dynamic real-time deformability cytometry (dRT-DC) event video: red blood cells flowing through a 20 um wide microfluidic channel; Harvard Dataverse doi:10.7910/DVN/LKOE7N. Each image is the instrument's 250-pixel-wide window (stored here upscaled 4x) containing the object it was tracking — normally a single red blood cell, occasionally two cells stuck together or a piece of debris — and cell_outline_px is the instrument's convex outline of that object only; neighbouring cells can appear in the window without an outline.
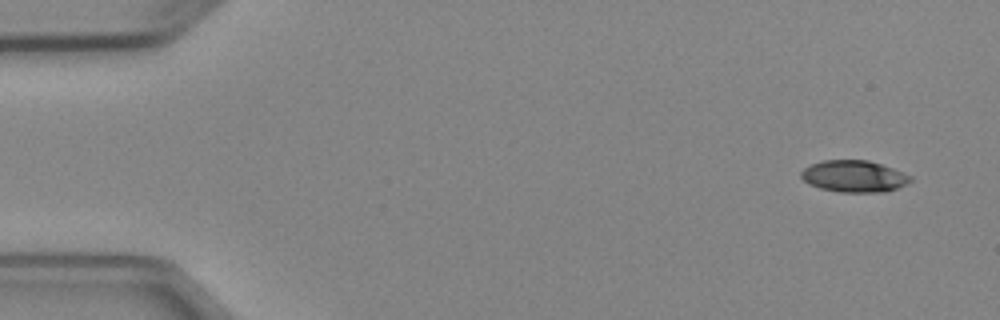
{"species": "Egyptian fruit bat (a non-hibernating species)", "species_latin": "Rousettus aegyptiacus", "temperature_condition": "cold", "stored_images_in_passage": 7, "camera_frame_rate_fps": 3000, "um_per_image_px": 0.085, "animal": {"sex": "female"}, "frame": {"image": 1, "passage_image": 1, "time_ms": 0.0, "image_size_px": [1000, 320], "cell_outline_px": [[912, 180], [908, 184], [888, 192], [840, 192], [820, 188], [808, 184], [800, 176], [800, 172], [804, 168], [812, 164], [824, 160], [868, 160], [892, 168], [912, 176]], "centroid_in_image_um": [72.61, 14.99], "position_along_channel_um": 12.4, "area_um2": 20.29}}
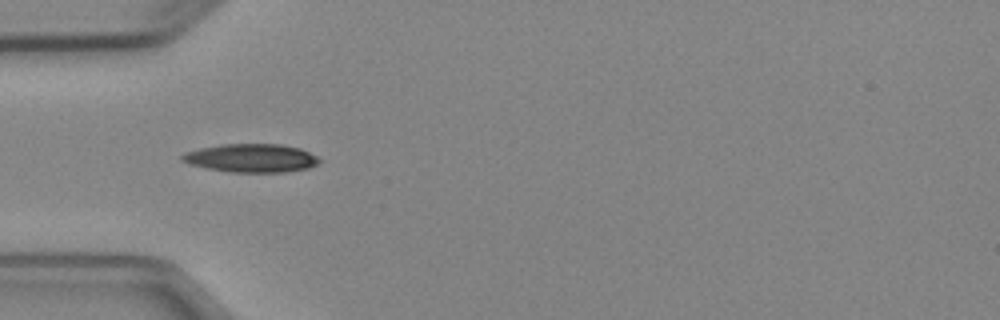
{"frame": {"image": 2, "passage_image": 4, "time_ms": 4.333, "image_size_px": [1000, 320], "cell_outline_px": [[320, 164], [308, 168], [284, 172], [232, 172], [208, 168], [188, 164], [180, 160], [180, 156], [184, 152], [200, 148], [220, 144], [280, 144], [300, 148], [316, 156], [320, 160]], "centroid_in_image_um": [21.34, 13.43], "position_along_channel_um": 63.7, "area_um2": 22.77}}
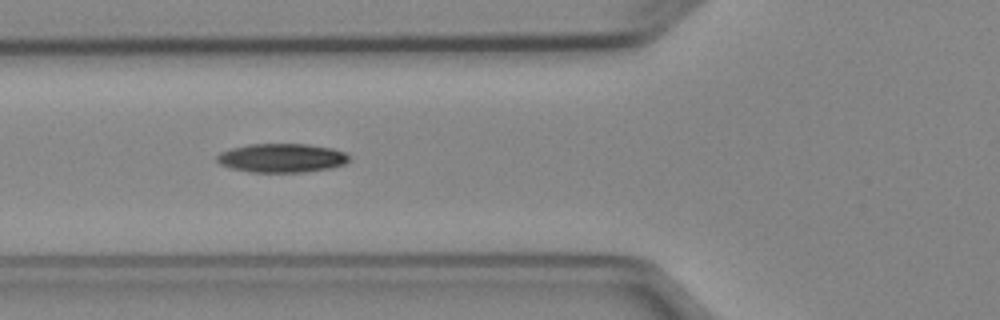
{"frame": {"image": 3, "passage_image": 5, "time_ms": 5.333, "image_size_px": [1000, 320], "cell_outline_px": [[352, 160], [344, 164], [328, 168], [304, 172], [252, 172], [232, 168], [220, 164], [216, 160], [216, 156], [220, 152], [232, 148], [248, 144], [308, 144], [332, 148], [344, 152], [352, 156]], "centroid_in_image_um": [23.98, 13.42], "position_along_channel_um": 101.8, "area_um2": 22.31}}